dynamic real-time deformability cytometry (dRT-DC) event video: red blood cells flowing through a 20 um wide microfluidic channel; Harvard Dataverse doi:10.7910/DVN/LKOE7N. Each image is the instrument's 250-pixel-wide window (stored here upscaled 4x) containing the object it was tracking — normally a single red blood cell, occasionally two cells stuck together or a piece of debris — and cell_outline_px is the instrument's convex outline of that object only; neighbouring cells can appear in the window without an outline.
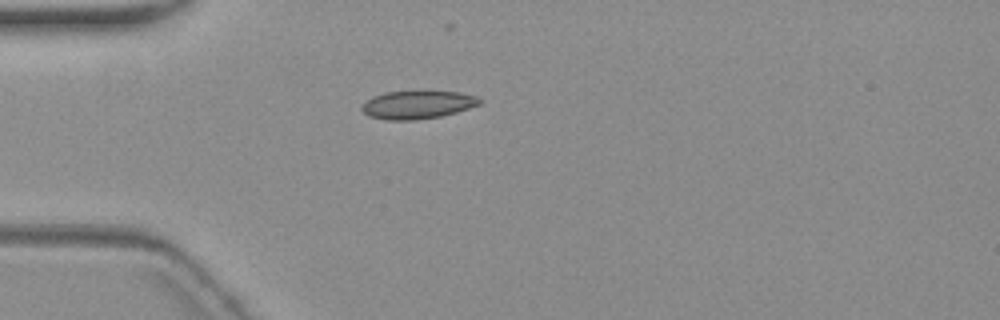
{"species": "common noctule bat (a hibernating species)", "species_latin": "Nyctalus noctula", "temperature_condition": "warm", "stored_images_in_passage": 3, "camera_frame_rate_fps": 3000, "um_per_image_px": 0.085, "animal": {"sex": "female", "body_mass_g": 19.3, "forearm_length_mm": 54.1}, "frame": {"image": 1, "passage_image": 1, "time_ms": 0.0, "image_size_px": [1000, 320], "cell_outline_px": [[484, 100], [480, 104], [456, 112], [440, 116], [416, 120], [388, 120], [368, 116], [360, 108], [372, 96], [384, 92], [420, 88], [428, 88], [460, 92], [476, 96]], "centroid_in_image_um": [35.52, 8.84], "position_along_channel_um": 49.5, "area_um2": 20.29}}
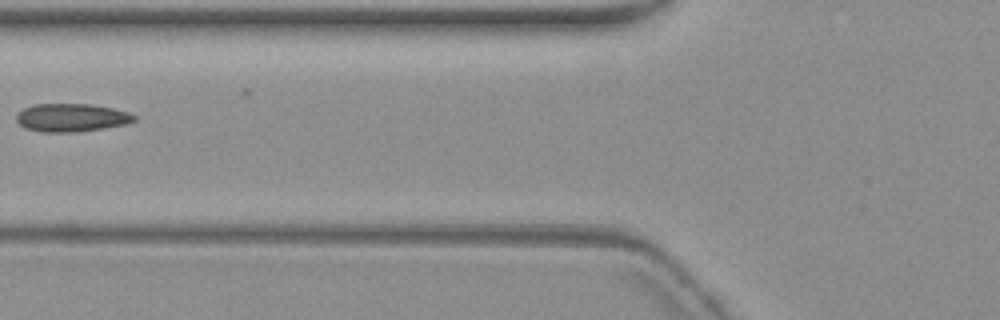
{"frame": {"image": 2, "passage_image": 3, "time_ms": 2.333, "image_size_px": [1000, 320], "cell_outline_px": [[136, 120], [128, 124], [104, 128], [76, 132], [44, 132], [24, 128], [16, 120], [16, 116], [24, 108], [32, 104], [88, 104], [112, 108], [128, 112], [136, 116]], "centroid_in_image_um": [6.08, 10.0], "position_along_channel_um": 119.7, "area_um2": 19.31}}